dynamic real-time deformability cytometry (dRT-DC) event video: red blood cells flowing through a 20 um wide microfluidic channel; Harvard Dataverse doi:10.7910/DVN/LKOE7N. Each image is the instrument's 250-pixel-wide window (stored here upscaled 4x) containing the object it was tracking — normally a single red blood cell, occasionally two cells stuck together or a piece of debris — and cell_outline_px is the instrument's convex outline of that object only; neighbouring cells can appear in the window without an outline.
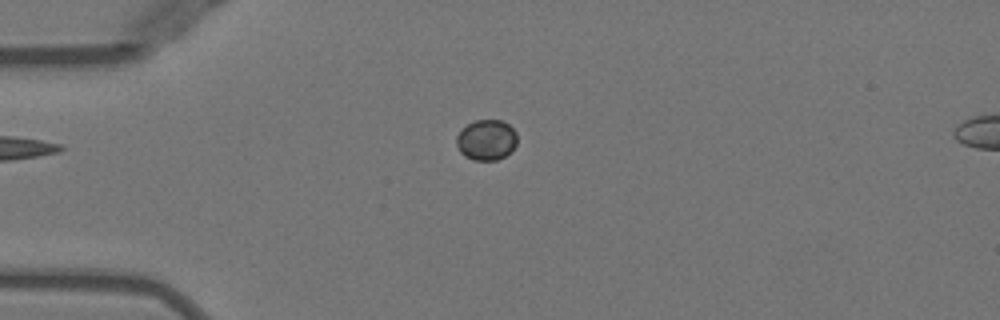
{"species": "Egyptian fruit bat (a non-hibernating species)", "species_latin": "Rousettus aegyptiacus", "temperature_condition": "warm", "stored_images_in_passage": 39, "camera_frame_rate_fps": 3000, "um_per_image_px": 0.085, "animal": {"sex": "female"}, "frame": {"image": 1, "passage_image": 1, "time_ms": 0.0, "image_size_px": [1000, 320], "cell_outline_px": [[516, 144], [512, 152], [496, 160], [472, 160], [464, 156], [460, 152], [456, 144], [456, 136], [468, 124], [476, 120], [500, 120], [508, 124], [516, 132]], "centroid_in_image_um": [41.35, 11.91], "position_along_channel_um": 43.7, "area_um2": 14.33}}
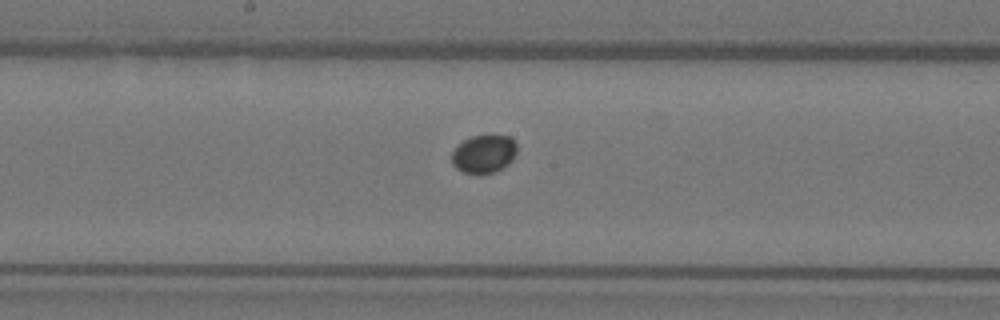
{"frame": {"image": 2, "passage_image": 15, "time_ms": 4.667, "image_size_px": [1000, 320], "cell_outline_px": [[516, 152], [512, 160], [508, 164], [492, 172], [480, 176], [476, 176], [464, 172], [456, 168], [452, 164], [452, 152], [456, 144], [472, 136], [508, 136], [516, 144]], "centroid_in_image_um": [41.08, 13.11], "position_along_channel_um": 207.1, "area_um2": 14.57}}
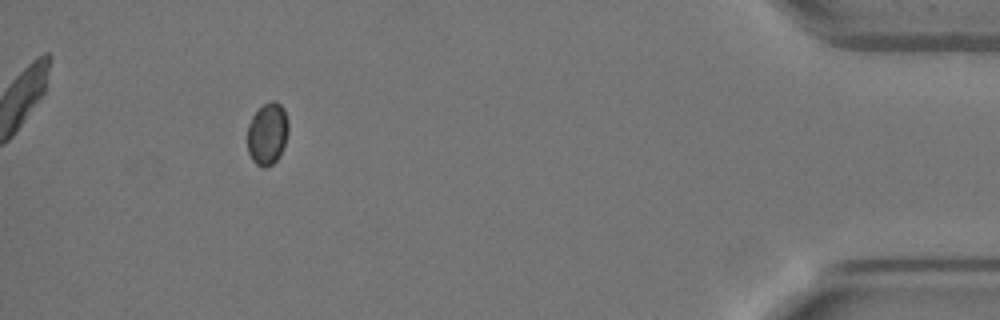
{"frame": {"image": 3, "passage_image": 35, "time_ms": 11.333, "image_size_px": [1000, 320], "cell_outline_px": [[288, 132], [280, 156], [272, 164], [264, 168], [256, 164], [252, 160], [248, 152], [248, 124], [252, 116], [264, 104], [272, 100], [276, 100], [284, 108], [288, 120]], "centroid_in_image_um": [22.74, 11.36], "position_along_channel_um": 412.5, "area_um2": 14.85}}